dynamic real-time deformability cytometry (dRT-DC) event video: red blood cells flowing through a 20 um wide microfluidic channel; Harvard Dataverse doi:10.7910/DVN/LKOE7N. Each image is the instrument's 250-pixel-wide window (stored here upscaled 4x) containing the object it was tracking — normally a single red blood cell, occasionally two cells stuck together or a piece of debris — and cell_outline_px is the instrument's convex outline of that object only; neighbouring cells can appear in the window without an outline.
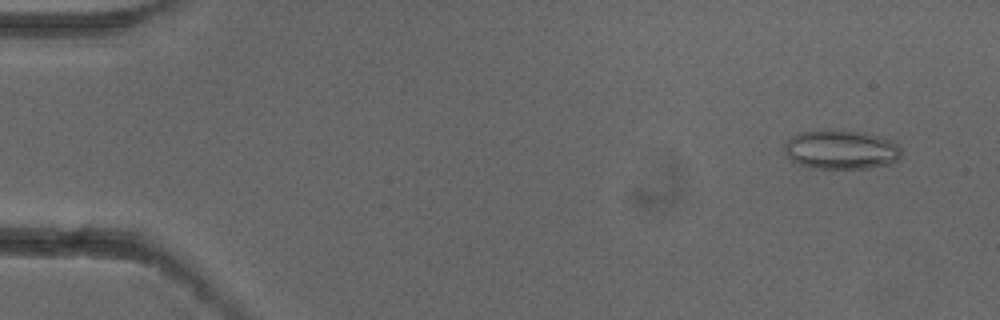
{"species": "common noctule bat (a hibernating species)", "species_latin": "Nyctalus noctula", "temperature_condition": "cold", "stored_images_in_passage": 5, "camera_frame_rate_fps": 3000, "um_per_image_px": 0.085, "animal": {"sex": "female"}, "frame": {"image": 1, "passage_image": 2, "time_ms": 0.333, "image_size_px": [1000, 320], "cell_outline_px": [[900, 156], [896, 160], [888, 164], [868, 168], [812, 168], [800, 164], [792, 160], [784, 152], [784, 144], [792, 136], [800, 132], [868, 132], [892, 140], [900, 148]], "centroid_in_image_um": [71.5, 12.74], "position_along_channel_um": 13.5, "area_um2": 26.07}}